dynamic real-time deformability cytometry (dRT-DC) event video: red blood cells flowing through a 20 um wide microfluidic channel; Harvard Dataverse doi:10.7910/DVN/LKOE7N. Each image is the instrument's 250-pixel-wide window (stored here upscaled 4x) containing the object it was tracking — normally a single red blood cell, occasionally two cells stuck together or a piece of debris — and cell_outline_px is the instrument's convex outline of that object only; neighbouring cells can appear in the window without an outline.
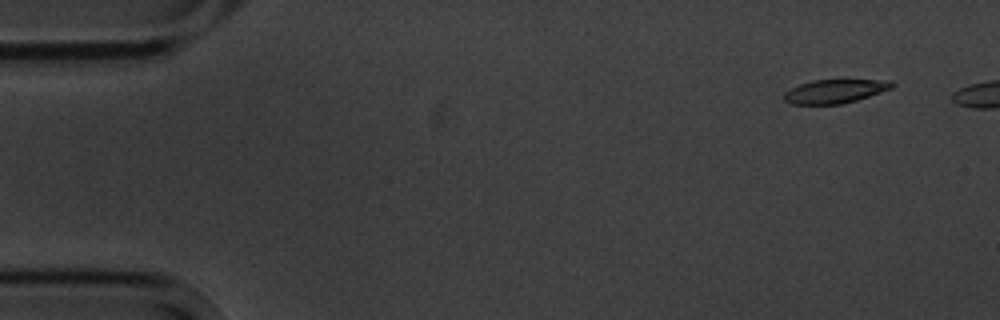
{"species": "common noctule bat (a hibernating species)", "species_latin": "Nyctalus noctula", "temperature_condition": "cold", "stored_images_in_passage": 9, "segment_of_instrument_passage": [1, 2], "camera_frame_rate_fps": 3000, "um_per_image_px": 0.085, "animal": {"sex": "male", "body_mass_g": 20.1, "forearm_length_mm": 53.5}, "frame": {"image": 1, "passage_image": 1, "time_ms": 0.0, "image_size_px": [1000, 320], "cell_outline_px": [[896, 84], [892, 88], [856, 100], [840, 104], [792, 104], [784, 100], [784, 92], [800, 84], [812, 80], [892, 80]], "centroid_in_image_um": [70.98, 7.75], "position_along_channel_um": 14.0, "area_um2": 14.8}}
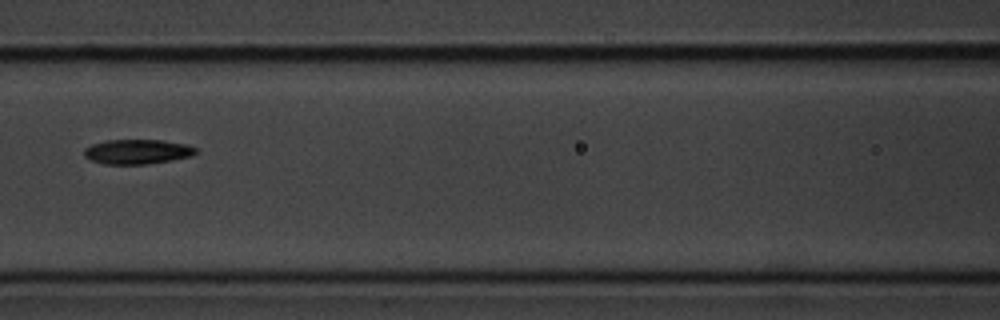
{"frame": {"image": 2, "passage_image": 7, "time_ms": 7.0, "image_size_px": [1000, 320], "cell_outline_px": [[196, 152], [192, 156], [172, 160], [144, 164], [104, 164], [92, 160], [84, 156], [84, 148], [92, 144], [104, 140], [164, 140], [188, 144], [196, 148]], "centroid_in_image_um": [11.68, 12.88], "position_along_channel_um": 154.9, "area_um2": 16.13}}
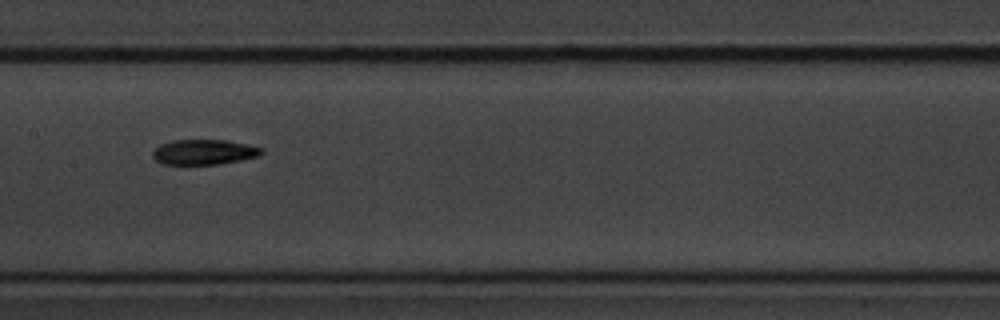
{"frame": {"image": 3, "passage_image": 8, "time_ms": 8.0, "image_size_px": [1000, 320], "cell_outline_px": [[264, 152], [260, 156], [220, 164], [164, 164], [156, 160], [152, 156], [152, 152], [160, 144], [172, 140], [228, 140], [248, 144], [264, 148]], "centroid_in_image_um": [17.38, 12.92], "position_along_channel_um": 190.0, "area_um2": 16.07}}